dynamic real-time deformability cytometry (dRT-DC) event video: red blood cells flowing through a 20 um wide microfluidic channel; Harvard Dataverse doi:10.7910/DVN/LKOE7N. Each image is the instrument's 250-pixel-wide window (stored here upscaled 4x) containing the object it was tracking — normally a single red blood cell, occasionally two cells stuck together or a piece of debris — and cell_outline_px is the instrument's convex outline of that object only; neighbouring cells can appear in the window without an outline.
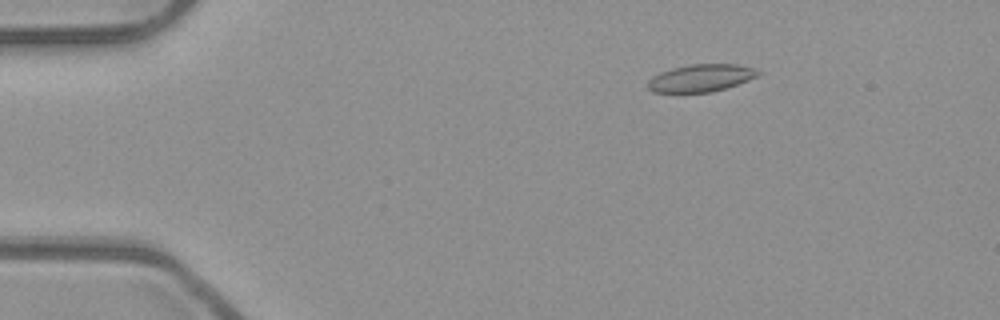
{"species": "common noctule bat (a hibernating species)", "species_latin": "Nyctalus noctula", "temperature_condition": "room temperature", "stored_images_in_passage": 4, "camera_frame_rate_fps": 3000, "um_per_image_px": 0.085, "animal": {"sex": "male", "body_mass_g": 23.1, "forearm_length_mm": 52.7}, "frame": {"image": 1, "passage_image": 2, "time_ms": 0.333, "image_size_px": [1000, 320], "cell_outline_px": [[760, 72], [756, 76], [748, 80], [712, 92], [652, 92], [648, 88], [648, 80], [652, 76], [672, 68], [692, 64], [736, 64], [752, 68]], "centroid_in_image_um": [59.53, 6.63], "position_along_channel_um": 25.5, "area_um2": 17.28}}